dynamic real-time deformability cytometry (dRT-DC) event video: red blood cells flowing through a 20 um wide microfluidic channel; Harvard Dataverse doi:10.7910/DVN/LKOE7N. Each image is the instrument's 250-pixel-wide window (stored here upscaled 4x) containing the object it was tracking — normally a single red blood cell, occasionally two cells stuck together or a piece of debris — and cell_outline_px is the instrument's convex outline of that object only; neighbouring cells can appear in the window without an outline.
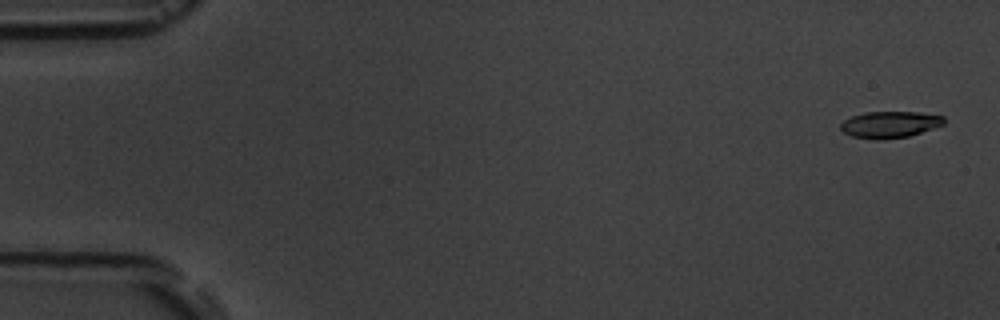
{"species": "common noctule bat (a hibernating species)", "species_latin": "Nyctalus noctula", "temperature_condition": "room temperature", "stored_images_in_passage": 8, "camera_frame_rate_fps": 3000, "um_per_image_px": 0.085, "animal": {"sex": "male", "body_mass_g": 19.5, "forearm_length_mm": 54.6}, "frame": {"image": 1, "passage_image": 1, "time_ms": 0.0, "image_size_px": [1000, 320], "cell_outline_px": [[944, 124], [908, 136], [876, 140], [852, 136], [844, 132], [840, 128], [840, 124], [844, 120], [852, 116], [864, 112], [916, 112], [944, 116]], "centroid_in_image_um": [75.6, 10.58], "position_along_channel_um": 9.4, "area_um2": 15.78}}
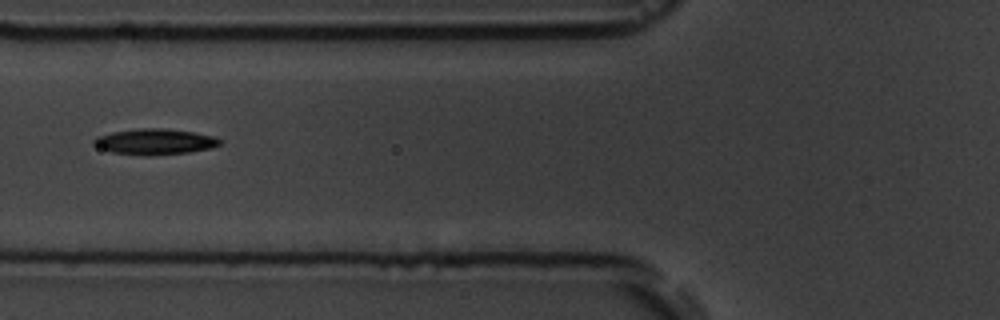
{"frame": {"image": 2, "passage_image": 6, "time_ms": 6.667, "image_size_px": [1000, 320], "cell_outline_px": [[220, 144], [212, 148], [188, 152], [112, 152], [100, 148], [92, 144], [92, 140], [96, 136], [112, 132], [140, 128], [164, 128], [192, 132], [212, 136], [220, 140]], "centroid_in_image_um": [13.14, 11.98], "position_along_channel_um": 112.7, "area_um2": 17.74}}
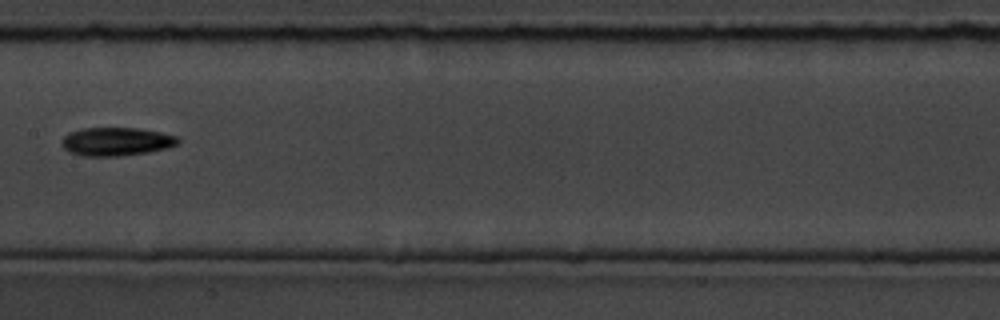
{"frame": {"image": 3, "passage_image": 8, "time_ms": 9.0, "image_size_px": [1000, 320], "cell_outline_px": [[180, 144], [168, 148], [148, 152], [120, 156], [80, 156], [68, 152], [64, 148], [60, 140], [68, 132], [84, 128], [136, 128], [160, 132], [176, 136], [180, 140]], "centroid_in_image_um": [9.87, 12.04], "position_along_channel_um": 197.5, "area_um2": 19.42}}